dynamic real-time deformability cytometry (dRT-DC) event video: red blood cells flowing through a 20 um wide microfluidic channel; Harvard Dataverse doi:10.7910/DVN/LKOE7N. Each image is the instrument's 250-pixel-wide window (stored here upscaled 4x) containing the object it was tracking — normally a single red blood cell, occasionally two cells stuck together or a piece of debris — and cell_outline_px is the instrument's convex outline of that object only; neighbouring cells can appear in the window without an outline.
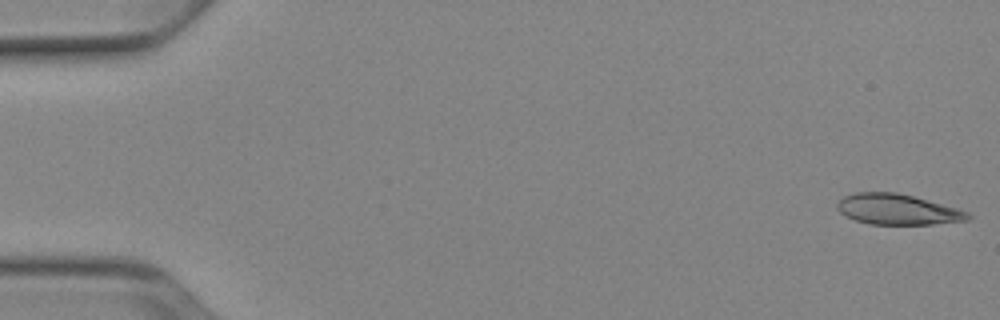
{"species": "Egyptian fruit bat (a non-hibernating species)", "species_latin": "Rousettus aegyptiacus", "temperature_condition": "cold", "stored_images_in_passage": 51, "camera_frame_rate_fps": 3000, "um_per_image_px": 0.085, "animal": {"sex": "female"}, "frame": {"image": 1, "passage_image": 1, "time_ms": 0.0, "image_size_px": [1000, 320], "cell_outline_px": [[972, 216], [968, 220], [932, 224], [868, 224], [856, 220], [840, 212], [836, 208], [836, 204], [844, 196], [856, 192], [896, 192], [912, 196], [956, 208], [968, 212]], "centroid_in_image_um": [76.27, 17.8], "position_along_channel_um": 8.7, "area_um2": 23.0}}
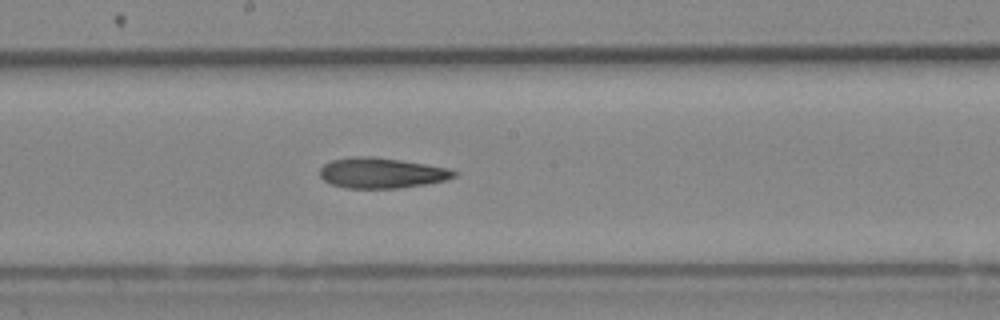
{"frame": {"image": 2, "passage_image": 28, "time_ms": 9.0, "image_size_px": [1000, 320], "cell_outline_px": [[456, 176], [444, 180], [424, 184], [400, 188], [344, 188], [332, 184], [324, 180], [320, 176], [320, 168], [324, 164], [332, 160], [352, 156], [372, 156], [400, 160], [448, 168], [456, 172]], "centroid_in_image_um": [32.39, 14.7], "position_along_channel_um": 215.8, "area_um2": 23.64}}
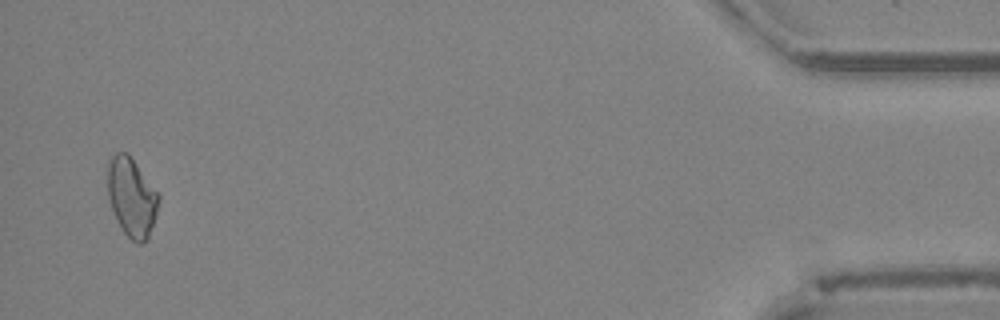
{"frame": {"image": 3, "passage_image": 50, "time_ms": 16.333, "image_size_px": [1000, 320], "cell_outline_px": [[160, 200], [148, 240], [140, 244], [136, 244], [124, 232], [112, 208], [108, 196], [108, 164], [112, 156], [116, 152], [128, 152], [160, 192]], "centroid_in_image_um": [11.24, 16.73], "position_along_channel_um": 424.0, "area_um2": 23.64}}